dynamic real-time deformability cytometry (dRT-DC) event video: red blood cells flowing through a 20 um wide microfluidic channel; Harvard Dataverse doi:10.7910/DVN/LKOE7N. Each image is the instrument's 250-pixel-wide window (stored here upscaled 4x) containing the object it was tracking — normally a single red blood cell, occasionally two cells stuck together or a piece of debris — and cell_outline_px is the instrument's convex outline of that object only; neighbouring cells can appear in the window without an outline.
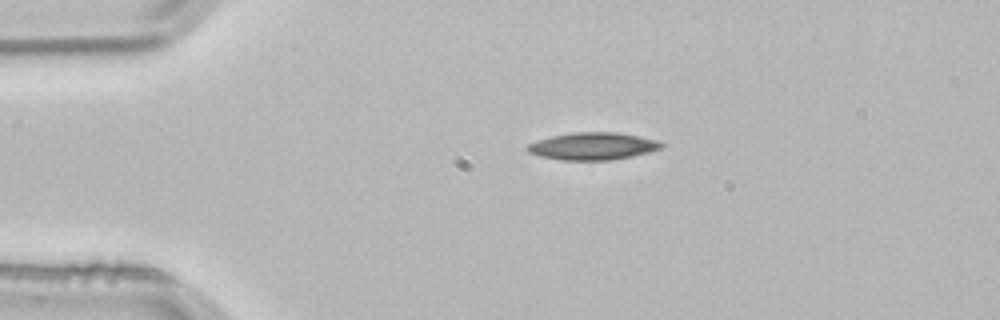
{"species": "common noctule bat (a hibernating species)", "species_latin": "Nyctalus noctula", "temperature_condition": "room temperature", "stored_images_in_passage": 2, "camera_frame_rate_fps": 3000, "um_per_image_px": 0.085, "animal": {"sex": "male", "body_mass_g": 21.5, "forearm_length_mm": 52.0}, "frame": {"image": 1, "passage_image": 2, "time_ms": 0.333, "image_size_px": [1000, 320], "cell_outline_px": [[664, 148], [632, 156], [612, 160], [560, 160], [540, 156], [528, 152], [524, 148], [528, 144], [536, 140], [548, 136], [572, 132], [616, 132], [660, 140], [664, 144]], "centroid_in_image_um": [50.37, 12.42], "position_along_channel_um": 34.6, "area_um2": 21.68}}